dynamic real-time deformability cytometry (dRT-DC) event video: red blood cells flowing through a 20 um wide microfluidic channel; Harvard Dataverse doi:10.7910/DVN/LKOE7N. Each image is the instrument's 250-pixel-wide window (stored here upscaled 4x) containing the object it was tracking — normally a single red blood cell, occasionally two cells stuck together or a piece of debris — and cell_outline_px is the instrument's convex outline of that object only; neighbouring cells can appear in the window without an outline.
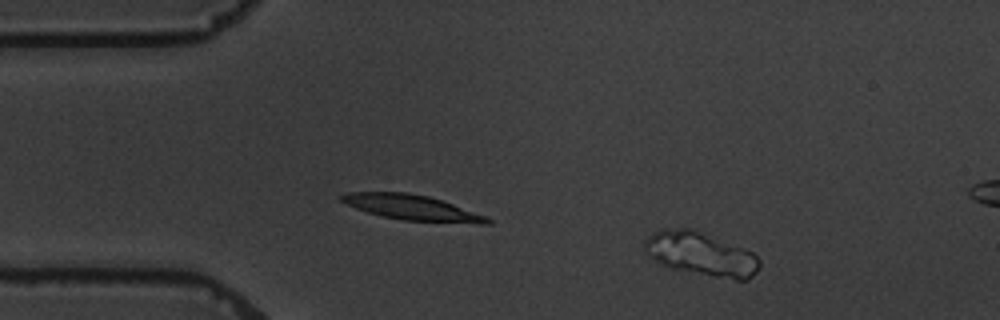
{"species": "common noctule bat (a hibernating species)", "species_latin": "Nyctalus noctula", "temperature_condition": "warm", "stored_images_in_passage": 3, "segment_of_instrument_passage": [1, 2], "camera_frame_rate_fps": 3000, "um_per_image_px": 0.085, "animal": {"sex": "male", "body_mass_g": 19.5, "forearm_length_mm": 54.6}, "frame": {"image": 1, "passage_image": 1, "time_ms": 0.0, "image_size_px": [1000, 320], "cell_outline_px": [[760, 268], [748, 280], [736, 280], [668, 268], [652, 260], [644, 252], [644, 240], [652, 232], [664, 228], [692, 228], [752, 252], [760, 260]], "centroid_in_image_um": [59.52, 21.59], "position_along_channel_um": 25.5, "area_um2": 29.42}}